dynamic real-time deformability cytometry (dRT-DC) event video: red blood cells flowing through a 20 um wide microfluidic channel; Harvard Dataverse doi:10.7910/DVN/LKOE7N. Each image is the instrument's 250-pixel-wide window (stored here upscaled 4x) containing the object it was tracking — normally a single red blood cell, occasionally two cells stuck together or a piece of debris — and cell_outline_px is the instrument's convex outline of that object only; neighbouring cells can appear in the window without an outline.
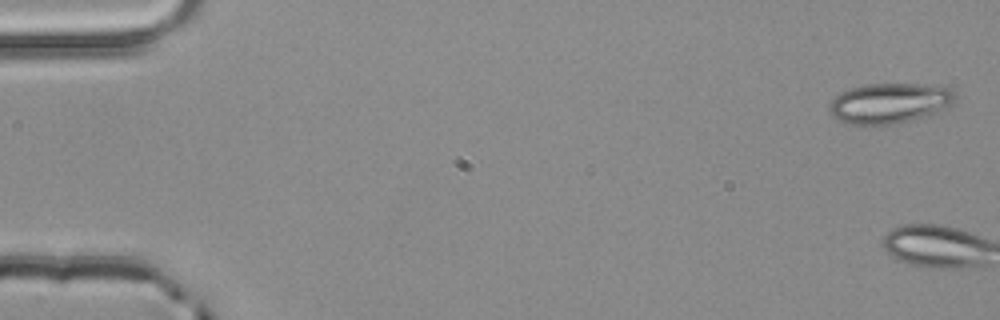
{"species": "common noctule bat (a hibernating species)", "species_latin": "Nyctalus noctula", "temperature_condition": "room temperature", "stored_images_in_passage": 6, "camera_frame_rate_fps": 3000, "um_per_image_px": 0.085, "animal": {"sex": "male", "body_mass_g": 20.4}, "frame": {"image": 1, "passage_image": 1, "time_ms": 0.0, "image_size_px": [1000, 320], "cell_outline_px": [[956, 96], [952, 104], [928, 116], [892, 124], [868, 128], [864, 128], [840, 120], [828, 108], [828, 104], [840, 92], [852, 88], [868, 84], [940, 84], [952, 88]], "centroid_in_image_um": [75.64, 8.78], "position_along_channel_um": 9.4, "area_um2": 30.06}}